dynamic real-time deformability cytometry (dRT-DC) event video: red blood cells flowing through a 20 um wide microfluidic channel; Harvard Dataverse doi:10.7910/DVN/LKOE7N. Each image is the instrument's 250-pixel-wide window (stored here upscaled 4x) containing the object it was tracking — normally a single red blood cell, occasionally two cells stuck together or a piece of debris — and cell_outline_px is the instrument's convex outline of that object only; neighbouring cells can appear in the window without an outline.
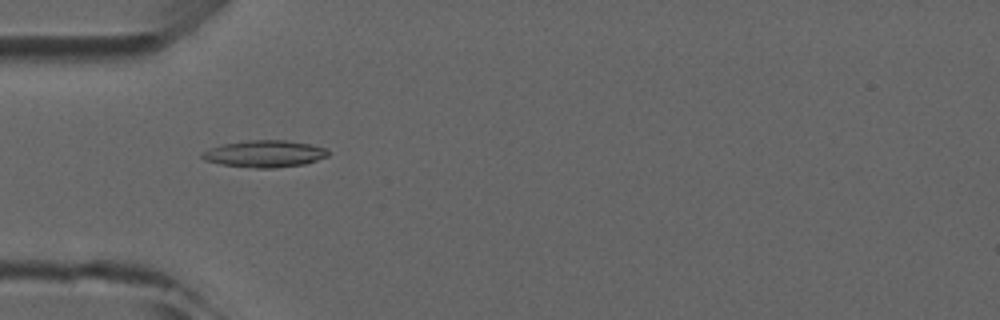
{"species": "common noctule bat (a hibernating species)", "species_latin": "Nyctalus noctula", "temperature_condition": "room temperature", "stored_images_in_passage": 6, "camera_frame_rate_fps": 3000, "um_per_image_px": 0.085, "animal": {"sex": "male", "forearm_length_mm": 52.5}, "frame": {"image": 1, "passage_image": 4, "time_ms": 4.333, "image_size_px": [1000, 320], "cell_outline_px": [[328, 156], [304, 164], [276, 168], [256, 168], [220, 164], [204, 160], [200, 156], [200, 152], [224, 144], [248, 140], [288, 140], [328, 148]], "centroid_in_image_um": [22.49, 13.07], "position_along_channel_um": 62.5, "area_um2": 19.71}}
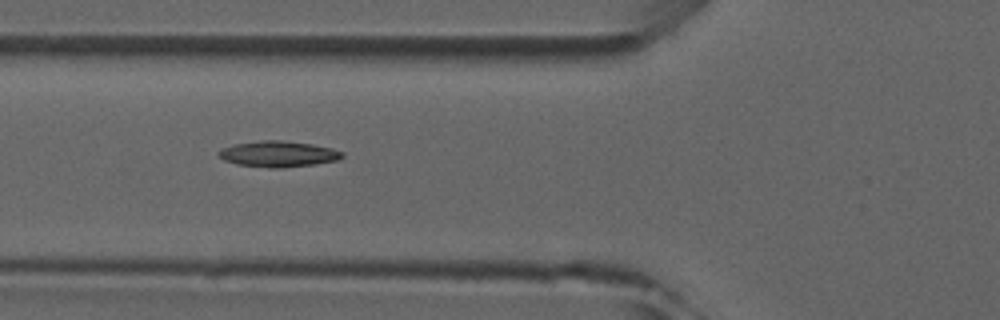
{"frame": {"image": 2, "passage_image": 5, "time_ms": 5.333, "image_size_px": [1000, 320], "cell_outline_px": [[344, 156], [336, 160], [316, 164], [280, 168], [268, 168], [236, 164], [224, 160], [216, 152], [224, 148], [236, 144], [264, 140], [280, 140], [312, 144], [332, 148], [344, 152]], "centroid_in_image_um": [23.68, 13.09], "position_along_channel_um": 102.1, "area_um2": 18.55}}
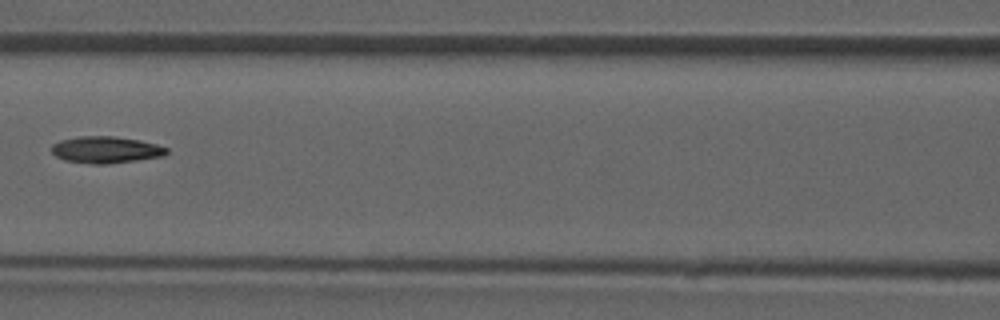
{"frame": {"image": 3, "passage_image": 6, "time_ms": 6.667, "image_size_px": [1000, 320], "cell_outline_px": [[168, 152], [164, 156], [136, 160], [104, 164], [92, 164], [64, 160], [56, 156], [52, 152], [52, 144], [60, 140], [80, 136], [112, 136], [140, 140], [156, 144], [168, 148]], "centroid_in_image_um": [9.0, 12.72], "position_along_channel_um": 157.6, "area_um2": 17.86}}